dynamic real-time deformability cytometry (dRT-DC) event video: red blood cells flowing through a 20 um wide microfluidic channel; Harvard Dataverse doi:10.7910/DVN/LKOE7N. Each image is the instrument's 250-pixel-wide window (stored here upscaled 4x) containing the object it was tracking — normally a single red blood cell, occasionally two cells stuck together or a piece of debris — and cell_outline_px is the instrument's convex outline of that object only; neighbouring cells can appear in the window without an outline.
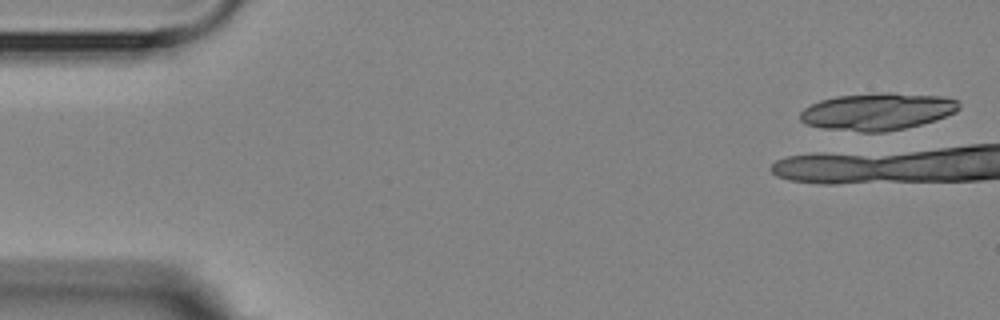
{"species": "Egyptian fruit bat (a non-hibernating species)", "species_latin": "Rousettus aegyptiacus", "temperature_condition": "room temperature", "stored_images_in_passage": 4, "camera_frame_rate_fps": 3000, "um_per_image_px": 0.085, "animal": {"sex": "female"}, "frame": {"image": 1, "passage_image": 1, "time_ms": 0.0, "image_size_px": [1000, 320], "cell_outline_px": [[960, 108], [956, 112], [936, 120], [904, 128], [884, 132], [860, 132], [824, 128], [808, 124], [800, 120], [800, 112], [804, 108], [820, 100], [836, 96], [884, 92], [892, 92], [944, 96], [956, 100], [960, 104]], "centroid_in_image_um": [74.61, 9.47], "position_along_channel_um": 10.4, "area_um2": 34.51}}